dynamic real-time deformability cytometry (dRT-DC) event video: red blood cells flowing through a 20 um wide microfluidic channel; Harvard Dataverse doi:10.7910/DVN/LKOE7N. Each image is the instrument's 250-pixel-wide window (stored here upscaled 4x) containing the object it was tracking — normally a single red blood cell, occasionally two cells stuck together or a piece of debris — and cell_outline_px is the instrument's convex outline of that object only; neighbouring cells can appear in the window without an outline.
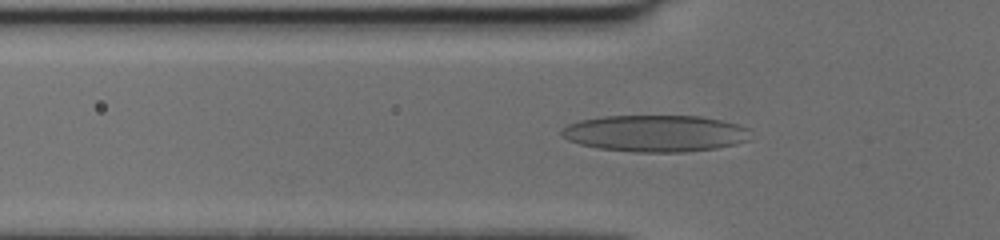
{"species": "human", "species_latin": "Homo sapiens", "temperature_condition": "cold", "stored_images_in_passage": 49, "camera_frame_rate_fps": 3000, "um_per_image_px": 0.085, "donor": {"sex": "female"}, "frame": {"image": 1, "passage_image": 16, "time_ms": 5.0, "image_size_px": [1000, 240], "cell_outline_px": [[752, 140], [736, 144], [716, 148], [684, 152], [636, 152], [600, 148], [580, 144], [568, 140], [560, 132], [568, 124], [580, 120], [604, 116], [700, 116], [740, 124], [748, 128]], "centroid_in_image_um": [55.76, 11.34], "position_along_channel_um": 70.0, "area_um2": 40.46}}
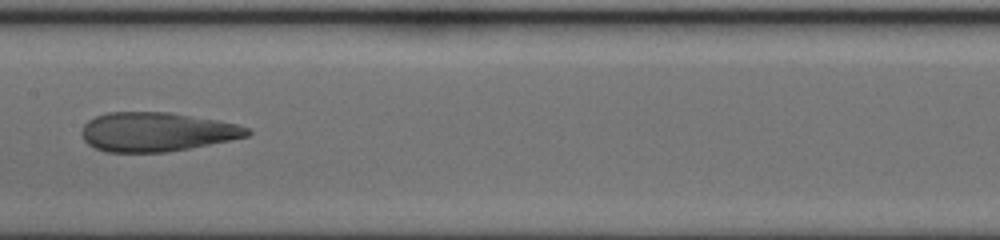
{"frame": {"image": 2, "passage_image": 25, "time_ms": 8.0, "image_size_px": [1000, 240], "cell_outline_px": [[252, 132], [248, 136], [188, 148], [164, 152], [104, 152], [88, 144], [84, 140], [80, 132], [84, 124], [88, 120], [96, 116], [108, 112], [168, 112], [216, 120], [236, 124], [248, 128]], "centroid_in_image_um": [13.26, 11.21], "position_along_channel_um": 194.1, "area_um2": 37.45}}
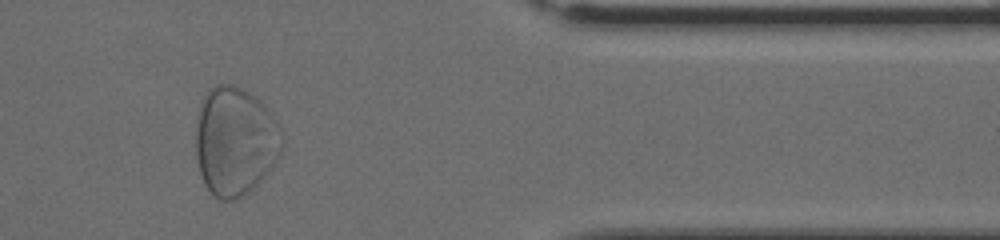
{"frame": {"image": 3, "passage_image": 41, "time_ms": 13.333, "image_size_px": [1000, 240], "cell_outline_px": [[284, 148], [280, 156], [268, 172], [248, 192], [232, 200], [220, 200], [204, 184], [200, 176], [196, 156], [196, 124], [200, 104], [208, 88], [216, 84], [232, 84], [248, 92], [260, 100], [280, 124], [284, 136]], "centroid_in_image_um": [20.0, 11.98], "position_along_channel_um": 391.4, "area_um2": 55.14}}